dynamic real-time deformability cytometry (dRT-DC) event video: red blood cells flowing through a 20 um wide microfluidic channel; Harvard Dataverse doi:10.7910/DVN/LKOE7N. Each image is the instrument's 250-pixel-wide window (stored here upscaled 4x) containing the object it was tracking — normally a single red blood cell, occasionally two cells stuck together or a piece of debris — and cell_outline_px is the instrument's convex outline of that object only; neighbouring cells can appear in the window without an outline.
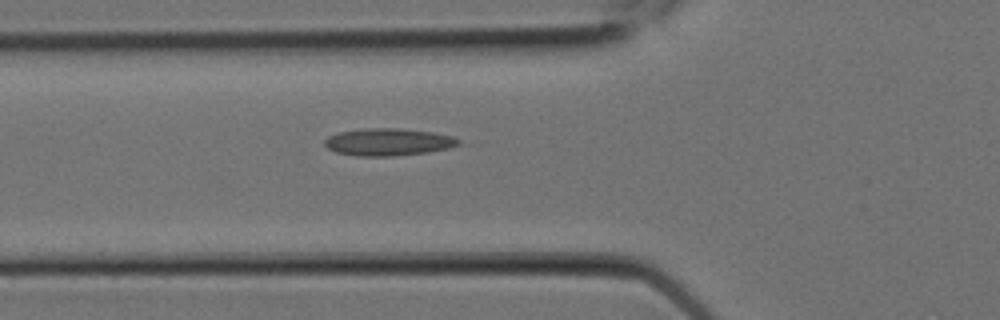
{"species": "Egyptian fruit bat (a non-hibernating species)", "species_latin": "Rousettus aegyptiacus", "temperature_condition": "room temperature", "stored_images_in_passage": 4, "camera_frame_rate_fps": 3000, "um_per_image_px": 0.085, "animal": {"sex": "female"}, "frame": {"image": 1, "passage_image": 4, "time_ms": 1.0, "image_size_px": [1000, 320], "cell_outline_px": [[460, 144], [448, 148], [428, 152], [392, 156], [356, 156], [336, 152], [328, 148], [324, 144], [324, 140], [328, 136], [340, 132], [364, 128], [400, 128], [432, 132], [452, 136], [460, 140]], "centroid_in_image_um": [32.99, 12.07], "position_along_channel_um": 92.8, "area_um2": 21.27}}